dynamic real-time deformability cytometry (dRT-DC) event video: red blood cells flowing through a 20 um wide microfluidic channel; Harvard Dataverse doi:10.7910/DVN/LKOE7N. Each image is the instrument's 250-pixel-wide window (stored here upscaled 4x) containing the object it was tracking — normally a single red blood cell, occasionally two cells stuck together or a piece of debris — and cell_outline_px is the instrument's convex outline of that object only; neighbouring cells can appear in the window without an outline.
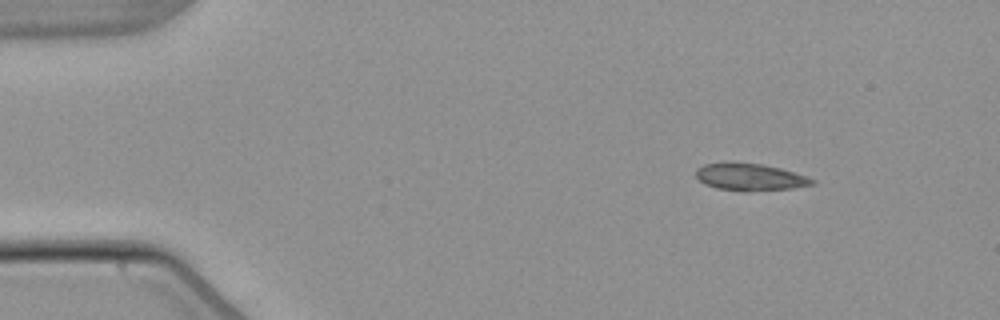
{"species": "common noctule bat (a hibernating species)", "species_latin": "Nyctalus noctula", "temperature_condition": "warm", "stored_images_in_passage": 3, "camera_frame_rate_fps": 3000, "um_per_image_px": 0.085, "animal": {"sex": "male", "body_mass_g": 21.5, "forearm_length_mm": 52.0}, "frame": {"image": 1, "passage_image": 1, "time_ms": 0.0, "image_size_px": [1000, 320], "cell_outline_px": [[816, 180], [812, 184], [792, 188], [744, 192], [716, 188], [704, 184], [696, 176], [696, 168], [704, 164], [728, 160], [764, 164], [780, 168], [808, 176]], "centroid_in_image_um": [63.7, 15.02], "position_along_channel_um": 21.3, "area_um2": 18.9}}
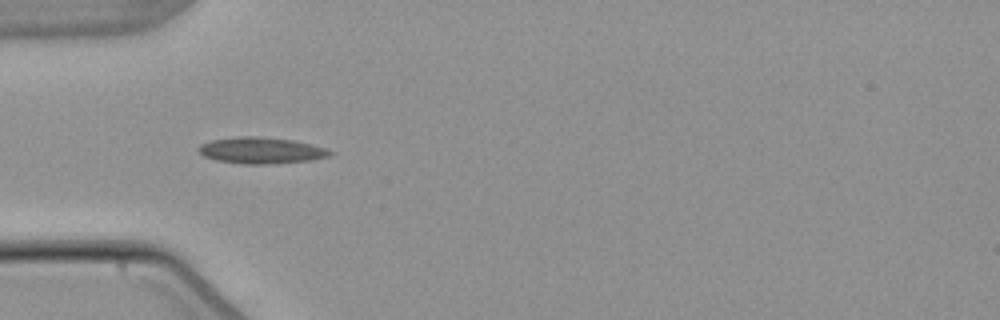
{"frame": {"image": 2, "passage_image": 3, "time_ms": 3.333, "image_size_px": [1000, 320], "cell_outline_px": [[332, 152], [328, 156], [312, 160], [264, 164], [244, 164], [216, 160], [204, 156], [196, 148], [200, 144], [212, 140], [240, 136], [256, 136], [292, 140], [324, 148]], "centroid_in_image_um": [22.13, 12.79], "position_along_channel_um": 62.9, "area_um2": 19.83}}